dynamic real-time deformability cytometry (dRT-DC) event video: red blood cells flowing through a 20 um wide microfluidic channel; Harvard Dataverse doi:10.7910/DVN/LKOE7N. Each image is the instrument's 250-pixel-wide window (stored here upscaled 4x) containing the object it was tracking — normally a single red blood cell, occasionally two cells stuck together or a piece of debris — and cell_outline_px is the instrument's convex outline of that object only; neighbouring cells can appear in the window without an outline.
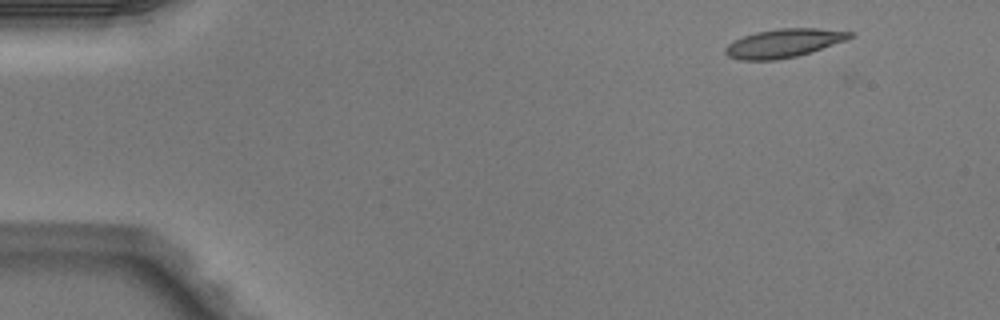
{"species": "Egyptian fruit bat (a non-hibernating species)", "species_latin": "Rousettus aegyptiacus", "temperature_condition": "warm", "stored_images_in_passage": 3, "camera_frame_rate_fps": 3000, "um_per_image_px": 0.085, "animal": {"sex": "male"}, "frame": {"image": 1, "passage_image": 1, "time_ms": 0.0, "image_size_px": [1000, 320], "cell_outline_px": [[856, 36], [848, 40], [796, 56], [776, 60], [740, 60], [728, 56], [724, 52], [724, 48], [728, 44], [744, 36], [756, 32], [780, 28], [816, 28], [852, 32]], "centroid_in_image_um": [66.63, 3.67], "position_along_channel_um": 18.4, "area_um2": 20.63}}
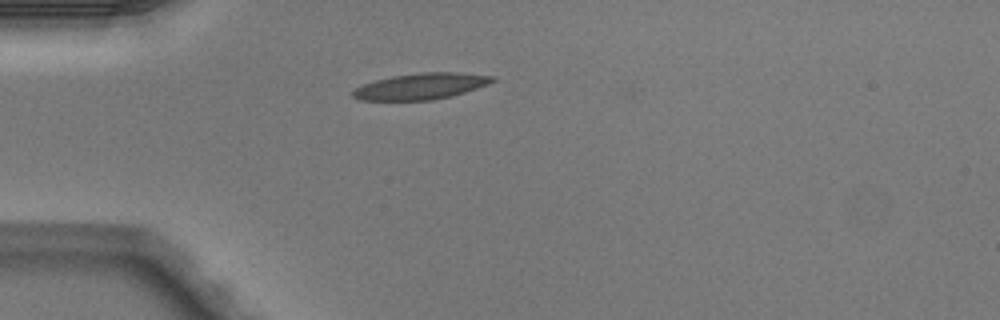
{"frame": {"image": 2, "passage_image": 3, "time_ms": 0.667, "image_size_px": [1000, 320], "cell_outline_px": [[496, 80], [488, 84], [452, 96], [432, 100], [360, 100], [352, 96], [352, 92], [356, 88], [364, 84], [376, 80], [392, 76], [424, 72], [456, 72], [496, 76]], "centroid_in_image_um": [35.81, 7.33], "position_along_channel_um": 49.2, "area_um2": 21.15}}